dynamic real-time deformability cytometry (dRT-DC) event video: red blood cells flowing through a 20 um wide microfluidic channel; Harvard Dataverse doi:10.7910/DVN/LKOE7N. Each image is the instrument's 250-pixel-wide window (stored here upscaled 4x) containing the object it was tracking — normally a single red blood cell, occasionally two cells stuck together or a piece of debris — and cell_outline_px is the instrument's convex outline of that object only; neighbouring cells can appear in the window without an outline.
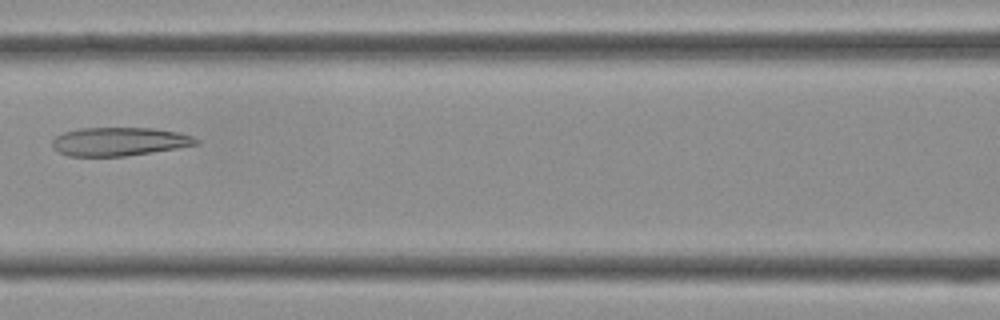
{"species": "Egyptian fruit bat (a non-hibernating species)", "species_latin": "Rousettus aegyptiacus", "temperature_condition": "cold", "stored_images_in_passage": 29, "camera_frame_rate_fps": 3000, "um_per_image_px": 0.085, "frame": {"image": 1, "passage_image": 6, "time_ms": 1.667, "image_size_px": [1000, 320], "cell_outline_px": [[200, 144], [152, 152], [124, 156], [68, 156], [52, 148], [52, 140], [56, 136], [64, 132], [80, 128], [152, 128], [180, 132], [192, 136], [200, 140]], "centroid_in_image_um": [10.15, 12.03], "position_along_channel_um": 156.5, "area_um2": 23.93}}
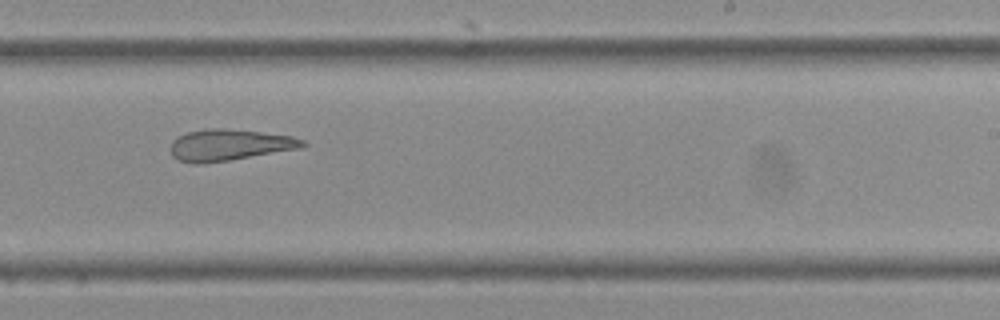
{"frame": {"image": 2, "passage_image": 13, "time_ms": 4.0, "image_size_px": [1000, 320], "cell_outline_px": [[308, 144], [300, 148], [204, 164], [196, 164], [176, 160], [172, 156], [168, 148], [172, 140], [176, 136], [188, 132], [208, 128], [224, 128], [260, 132], [292, 136], [304, 140]], "centroid_in_image_um": [19.42, 12.32], "position_along_channel_um": 269.6, "area_um2": 24.28}}
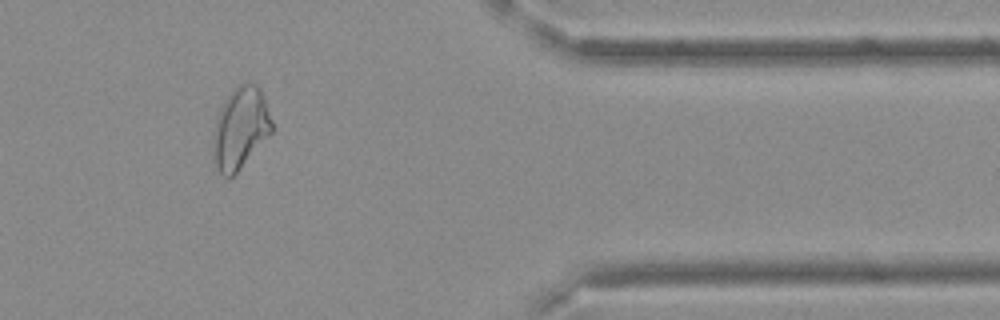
{"frame": {"image": 3, "passage_image": 22, "time_ms": 7.0, "image_size_px": [1000, 320], "cell_outline_px": [[272, 132], [236, 172], [232, 176], [224, 176], [220, 172], [212, 160], [212, 144], [216, 120], [220, 108], [228, 96], [240, 84], [256, 84], [260, 88], [264, 96], [272, 120]], "centroid_in_image_um": [20.42, 10.9], "position_along_channel_um": 391.0, "area_um2": 27.46}}